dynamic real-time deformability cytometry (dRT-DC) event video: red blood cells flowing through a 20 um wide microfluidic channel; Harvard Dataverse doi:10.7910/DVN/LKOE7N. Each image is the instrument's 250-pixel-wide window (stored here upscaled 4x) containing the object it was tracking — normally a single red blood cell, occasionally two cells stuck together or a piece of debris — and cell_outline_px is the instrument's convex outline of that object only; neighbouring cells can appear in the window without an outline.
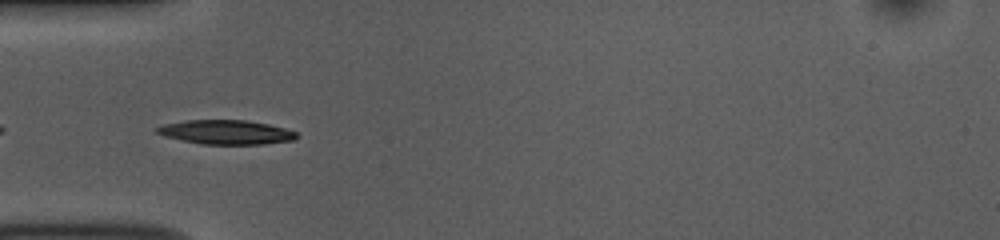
{"species": "common noctule bat (a hibernating species)", "species_latin": "Nyctalus noctula", "temperature_condition": "room temperature", "stored_images_in_passage": 38, "camera_frame_rate_fps": 3000, "um_per_image_px": 0.085, "animal": {"sex": "female", "body_mass_g": 10.0, "forearm_length_mm": 53.1}, "frame": {"image": 1, "passage_image": 2, "time_ms": 0.333, "image_size_px": [1000, 240], "cell_outline_px": [[296, 140], [264, 144], [200, 144], [164, 136], [156, 132], [152, 128], [160, 124], [184, 120], [244, 120], [268, 124], [284, 128], [296, 132]], "centroid_in_image_um": [19.14, 11.23], "position_along_channel_um": 65.9, "area_um2": 19.88}}
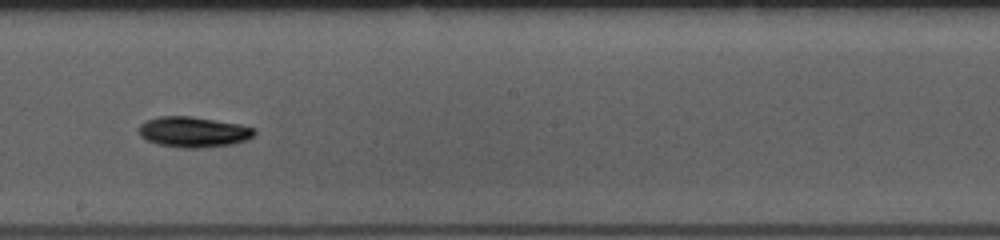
{"frame": {"image": 2, "passage_image": 15, "time_ms": 4.667, "image_size_px": [1000, 240], "cell_outline_px": [[256, 132], [248, 140], [232, 144], [200, 148], [184, 148], [156, 144], [140, 136], [140, 124], [148, 120], [160, 116], [188, 116], [240, 124], [256, 128]], "centroid_in_image_um": [16.47, 11.22], "position_along_channel_um": 231.7, "area_um2": 20.46}}
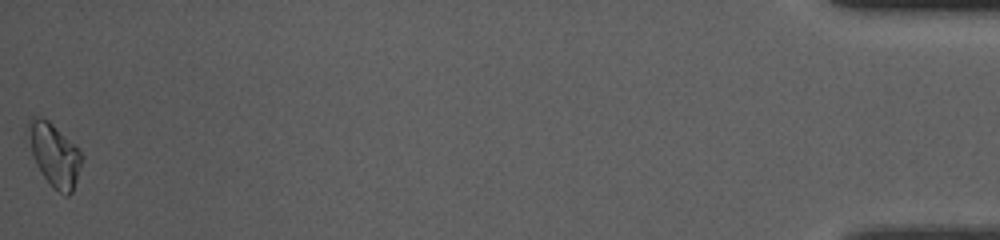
{"frame": {"image": 3, "passage_image": 38, "time_ms": 12.333, "image_size_px": [1000, 240], "cell_outline_px": [[84, 160], [72, 192], [68, 196], [64, 196], [52, 188], [48, 184], [36, 164], [32, 152], [28, 124], [28, 120], [32, 116], [36, 116], [48, 120], [84, 156]], "centroid_in_image_um": [4.65, 13.23], "position_along_channel_um": 430.6, "area_um2": 19.31}, "authors_computed_cell_mechanics": {"area_um2": 19.2185, "velocity_mm_per_s": 3.8272, "shape_relaxation_time_tau1_ms": 2.7625, "shape_relaxation_time_tau2_ms": null, "deformation_change_tau1": 0.1198, "deformation_change_tau2": null}}